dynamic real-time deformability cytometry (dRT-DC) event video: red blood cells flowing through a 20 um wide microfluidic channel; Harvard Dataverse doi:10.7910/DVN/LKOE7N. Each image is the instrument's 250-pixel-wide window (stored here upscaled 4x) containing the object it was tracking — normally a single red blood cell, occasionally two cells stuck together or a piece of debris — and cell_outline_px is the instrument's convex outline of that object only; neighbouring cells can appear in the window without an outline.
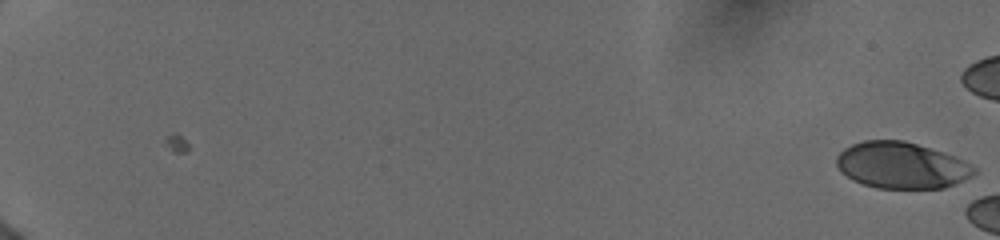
{"species": "human", "species_latin": "Homo sapiens", "temperature_condition": "cold", "stored_images_in_passage": 12, "camera_frame_rate_fps": 3000, "um_per_image_px": 0.085, "donor": {"sex": "female"}, "frame": {"image": 1, "passage_image": 1, "time_ms": 0.0, "image_size_px": [1000, 240], "cell_outline_px": [[976, 172], [972, 176], [964, 180], [944, 188], [876, 188], [852, 180], [840, 172], [836, 164], [836, 156], [844, 148], [852, 144], [864, 140], [904, 140], [944, 152], [964, 160], [976, 168]], "centroid_in_image_um": [76.62, 14.05], "position_along_channel_um": 8.4, "area_um2": 37.34}}